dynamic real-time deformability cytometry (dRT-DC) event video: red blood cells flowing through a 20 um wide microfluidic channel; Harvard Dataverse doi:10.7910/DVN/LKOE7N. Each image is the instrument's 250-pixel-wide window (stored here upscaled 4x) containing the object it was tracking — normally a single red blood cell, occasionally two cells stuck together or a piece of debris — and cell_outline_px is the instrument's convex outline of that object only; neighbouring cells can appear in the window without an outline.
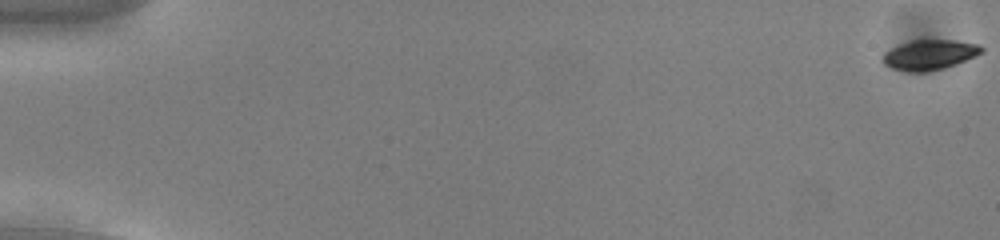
{"species": "common noctule bat (a hibernating species)", "species_latin": "Nyctalus noctula", "temperature_condition": "cold", "stored_images_in_passage": 56, "camera_frame_rate_fps": 3000, "um_per_image_px": 0.085, "animal": {"sex": "male", "body_mass_g": 13.0, "forearm_length_mm": 53.1}, "frame": {"image": 1, "passage_image": 1, "time_ms": 0.0, "image_size_px": [1000, 240], "cell_outline_px": [[984, 52], [976, 56], [956, 64], [944, 68], [924, 72], [908, 72], [892, 68], [884, 64], [884, 52], [892, 48], [912, 40], [956, 40], [980, 44], [984, 48]], "centroid_in_image_um": [79.07, 4.65], "position_along_channel_um": 5.9, "area_um2": 17.28}}
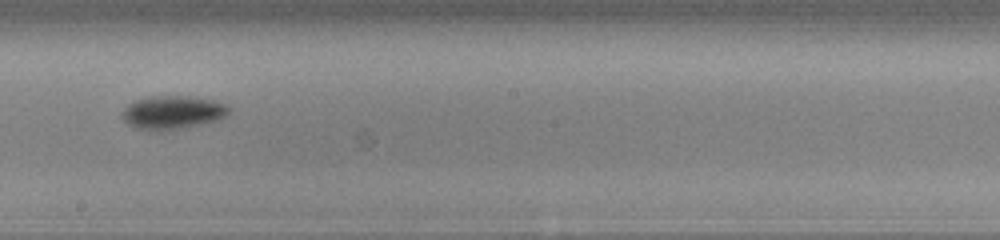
{"frame": {"image": 2, "passage_image": 33, "time_ms": 10.667, "image_size_px": [1000, 240], "cell_outline_px": [[232, 108], [220, 120], [184, 128], [156, 132], [136, 128], [128, 124], [124, 120], [120, 112], [128, 104], [136, 100], [152, 96], [188, 96], [212, 100], [224, 104]], "centroid_in_image_um": [14.65, 9.57], "position_along_channel_um": 233.6, "area_um2": 20.98}}
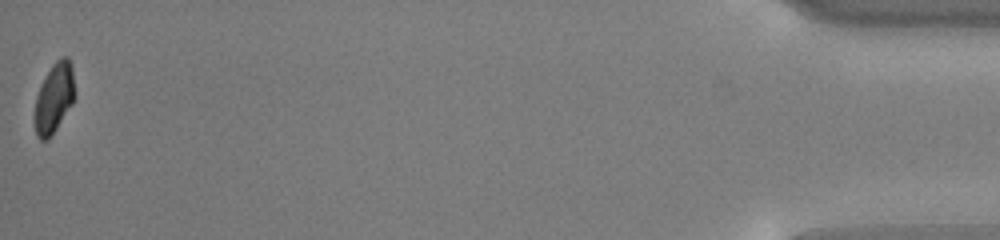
{"frame": {"image": 3, "passage_image": 56, "time_ms": 18.333, "image_size_px": [1000, 240], "cell_outline_px": [[76, 96], [72, 104], [48, 140], [40, 140], [36, 136], [36, 96], [40, 84], [52, 64], [60, 56], [68, 56], [72, 68]], "centroid_in_image_um": [4.63, 8.28], "position_along_channel_um": 430.6, "area_um2": 16.24}, "authors_computed_cell_mechanics": {"area_um2": 17.8891, "velocity_mm_per_s": 3.7897, "shape_relaxation_time_tau1_ms": 1.8202, "shape_relaxation_time_tau2_ms": null, "deformation_change_tau1": 0.109, "deformation_change_tau2": null}}